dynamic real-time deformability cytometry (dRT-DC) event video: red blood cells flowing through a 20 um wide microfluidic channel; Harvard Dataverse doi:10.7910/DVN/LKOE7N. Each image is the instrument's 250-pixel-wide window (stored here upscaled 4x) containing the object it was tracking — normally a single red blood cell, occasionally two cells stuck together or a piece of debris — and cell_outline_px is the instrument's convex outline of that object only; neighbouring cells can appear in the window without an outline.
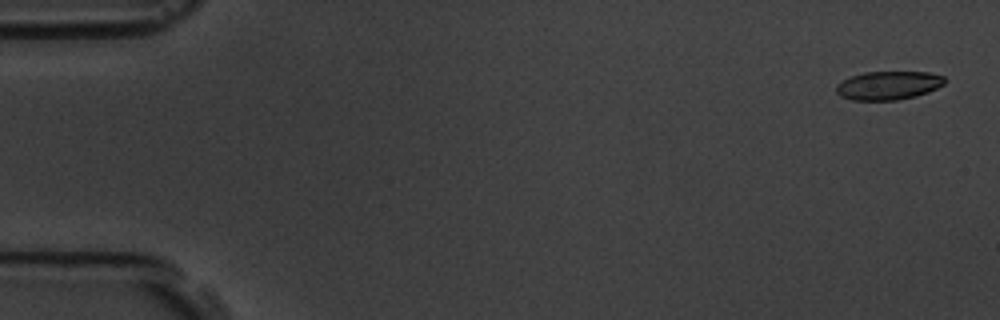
{"species": "common noctule bat (a hibernating species)", "species_latin": "Nyctalus noctula", "temperature_condition": "room temperature", "stored_images_in_passage": 56, "camera_frame_rate_fps": 3000, "um_per_image_px": 0.085, "animal": {"sex": "male", "body_mass_g": 19.5, "forearm_length_mm": 54.6}, "frame": {"image": 1, "passage_image": 2, "time_ms": 0.333, "image_size_px": [1000, 320], "cell_outline_px": [[948, 80], [944, 84], [928, 92], [916, 96], [896, 100], [852, 100], [840, 96], [836, 92], [836, 84], [852, 76], [864, 72], [928, 72], [944, 76]], "centroid_in_image_um": [75.53, 7.26], "position_along_channel_um": 9.5, "area_um2": 18.09}}
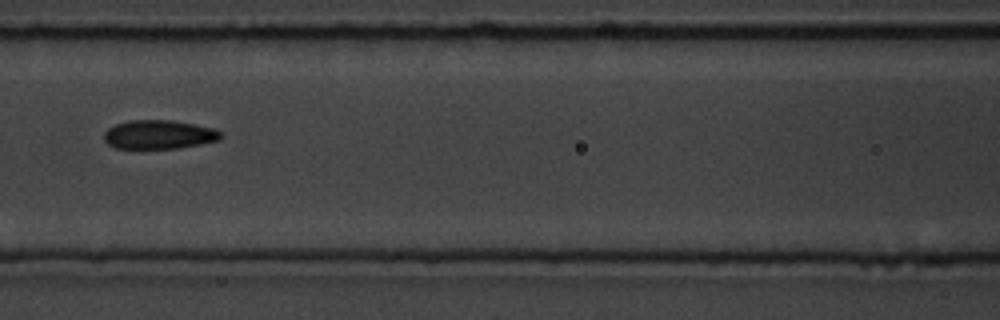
{"frame": {"image": 2, "passage_image": 25, "time_ms": 8.0, "image_size_px": [1000, 320], "cell_outline_px": [[224, 136], [220, 140], [180, 148], [116, 148], [108, 144], [104, 140], [104, 132], [108, 128], [116, 124], [128, 120], [172, 120], [196, 124], [216, 128]], "centroid_in_image_um": [13.55, 11.43], "position_along_channel_um": 153.1, "area_um2": 19.83}}
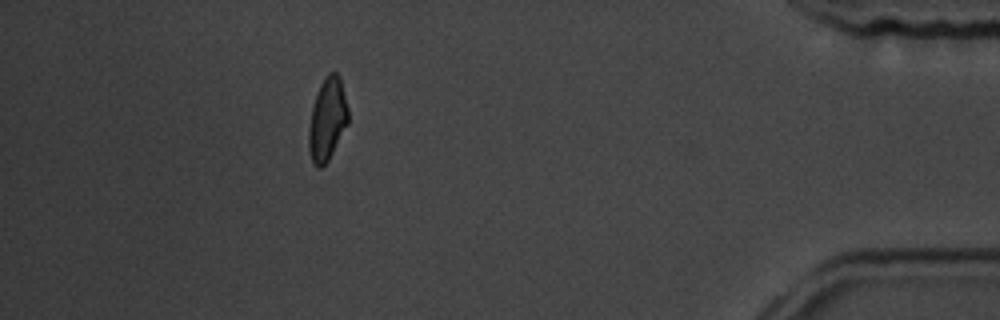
{"frame": {"image": 3, "passage_image": 50, "time_ms": 16.333, "image_size_px": [1000, 320], "cell_outline_px": [[348, 124], [328, 160], [320, 168], [316, 168], [312, 160], [308, 148], [308, 128], [312, 108], [316, 92], [324, 76], [328, 72], [336, 72], [340, 76], [348, 108]], "centroid_in_image_um": [27.81, 10.11], "position_along_channel_um": 407.4, "area_um2": 19.13}, "authors_computed_cell_mechanics": {"area_um2": 19.363, "velocity_mm_per_s": 3.683, "shape_relaxation_time_tau1_ms": 4.0695, "shape_relaxation_time_tau2_ms": 1.7997, "deformation_change_tau1": 0.1378, "deformation_change_tau2": 0.0837}}